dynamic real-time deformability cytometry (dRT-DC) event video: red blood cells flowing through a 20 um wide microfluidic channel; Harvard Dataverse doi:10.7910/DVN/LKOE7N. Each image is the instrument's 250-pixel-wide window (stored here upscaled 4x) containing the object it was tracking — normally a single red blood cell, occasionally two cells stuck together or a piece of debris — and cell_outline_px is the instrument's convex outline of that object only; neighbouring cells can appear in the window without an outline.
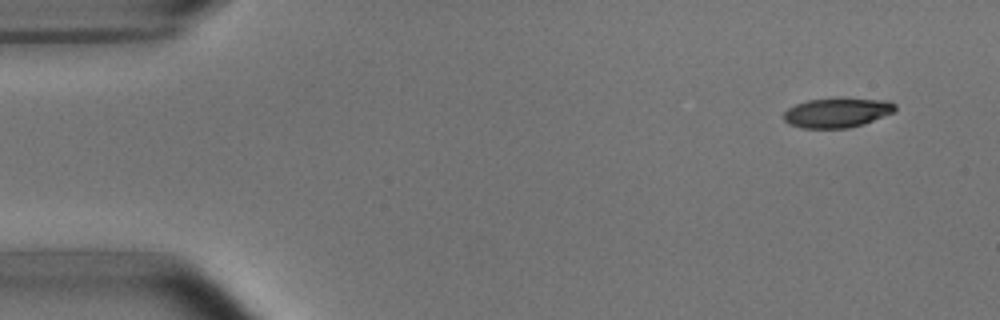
{"species": "common noctule bat (a hibernating species)", "species_latin": "Nyctalus noctula", "temperature_condition": "room temperature", "stored_images_in_passage": 4, "camera_frame_rate_fps": 3000, "um_per_image_px": 0.085, "animal": {"sex": "male", "body_mass_g": 15.6}, "frame": {"image": 1, "passage_image": 1, "time_ms": 0.0, "image_size_px": [1000, 320], "cell_outline_px": [[896, 108], [892, 112], [864, 124], [848, 128], [800, 128], [788, 124], [784, 120], [784, 112], [788, 108], [796, 104], [808, 100], [840, 96], [888, 100], [896, 104]], "centroid_in_image_um": [71.15, 9.54], "position_along_channel_um": 13.8, "area_um2": 19.77}}
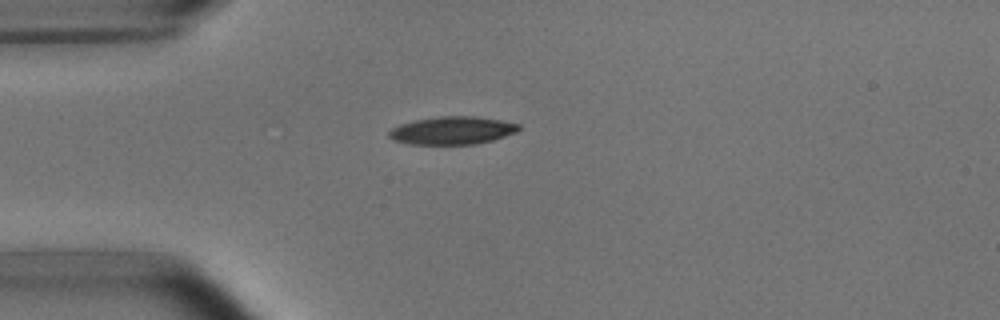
{"frame": {"image": 2, "passage_image": 4, "time_ms": 3.333, "image_size_px": [1000, 320], "cell_outline_px": [[520, 128], [516, 132], [492, 140], [476, 144], [408, 144], [392, 140], [388, 136], [388, 132], [392, 128], [400, 124], [416, 120], [440, 116], [476, 116], [500, 120], [520, 124]], "centroid_in_image_um": [38.42, 11.09], "position_along_channel_um": 46.6, "area_um2": 21.04}}